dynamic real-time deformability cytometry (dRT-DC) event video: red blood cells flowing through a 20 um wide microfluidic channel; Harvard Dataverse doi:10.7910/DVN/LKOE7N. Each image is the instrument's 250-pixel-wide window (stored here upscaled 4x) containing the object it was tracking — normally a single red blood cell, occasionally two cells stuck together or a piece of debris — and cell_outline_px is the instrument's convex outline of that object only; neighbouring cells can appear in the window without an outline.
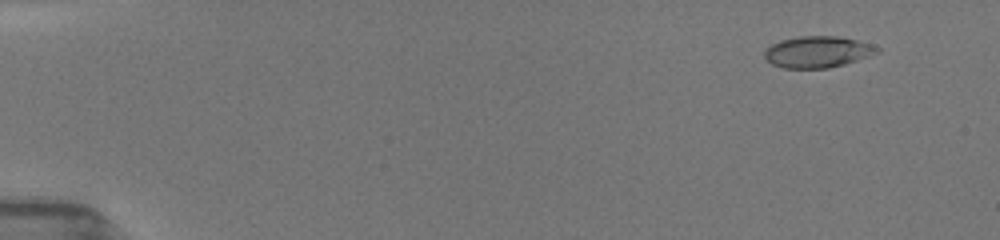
{"species": "common noctule bat (a hibernating species)", "species_latin": "Nyctalus noctula", "temperature_condition": "room temperature", "stored_images_in_passage": 9, "camera_frame_rate_fps": 3000, "um_per_image_px": 0.085, "animal": {"sex": "female", "body_mass_g": 19.5, "forearm_length_mm": 54.1}, "frame": {"image": 1, "passage_image": 2, "time_ms": 1.0, "image_size_px": [1000, 240], "cell_outline_px": [[880, 52], [844, 64], [828, 68], [784, 68], [772, 64], [764, 56], [764, 48], [780, 40], [800, 36], [836, 36], [856, 40], [872, 44], [880, 48]], "centroid_in_image_um": [69.48, 4.4], "position_along_channel_um": 15.5, "area_um2": 20.58}}
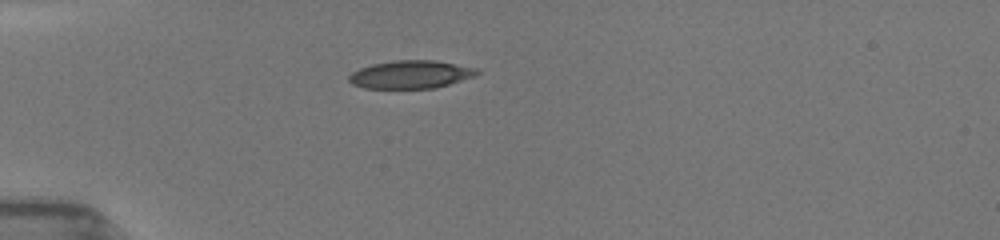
{"frame": {"image": 2, "passage_image": 7, "time_ms": 4.667, "image_size_px": [1000, 240], "cell_outline_px": [[480, 72], [476, 76], [436, 88], [364, 88], [352, 84], [348, 80], [348, 76], [352, 72], [360, 68], [372, 64], [396, 60], [436, 60], [480, 68]], "centroid_in_image_um": [34.96, 6.32], "position_along_channel_um": 50.0, "area_um2": 21.1}}
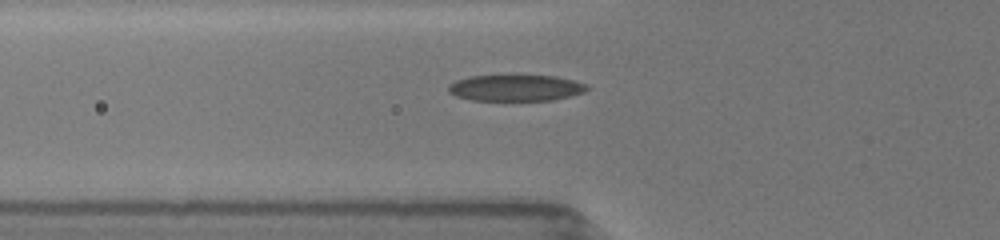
{"frame": {"image": 3, "passage_image": 9, "time_ms": 6.0, "image_size_px": [1000, 240], "cell_outline_px": [[588, 88], [584, 92], [572, 96], [552, 100], [472, 100], [456, 96], [448, 92], [448, 84], [456, 80], [472, 76], [512, 72], [556, 76], [588, 84]], "centroid_in_image_um": [43.83, 7.41], "position_along_channel_um": 82.0, "area_um2": 22.31}}